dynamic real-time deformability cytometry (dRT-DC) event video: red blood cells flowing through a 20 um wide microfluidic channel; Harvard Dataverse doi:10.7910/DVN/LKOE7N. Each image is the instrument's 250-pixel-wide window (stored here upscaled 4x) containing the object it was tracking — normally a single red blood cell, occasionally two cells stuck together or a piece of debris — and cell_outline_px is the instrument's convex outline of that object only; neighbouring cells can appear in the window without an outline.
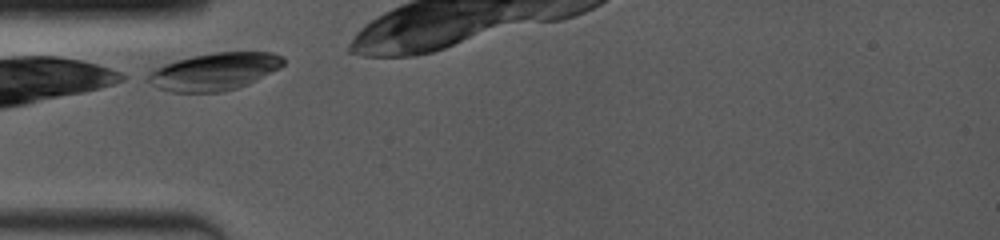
{"species": "common noctule bat (a hibernating species)", "species_latin": "Nyctalus noctula", "temperature_condition": "room temperature", "stored_images_in_passage": 35, "camera_frame_rate_fps": 4000, "um_per_image_px": 0.085, "animal": {"sex": "female", "body_mass_g": 19.0, "forearm_length_mm": 53.3}, "frame": {"image": 1, "passage_image": 1, "time_ms": 0.0, "image_size_px": [1000, 240], "cell_outline_px": [[284, 64], [280, 68], [248, 84], [236, 88], [220, 92], [172, 92], [156, 88], [140, 76], [152, 68], [176, 60], [192, 56], [212, 52], [272, 52], [284, 56]], "centroid_in_image_um": [18.14, 6.08], "position_along_channel_um": 66.9, "area_um2": 30.06}}
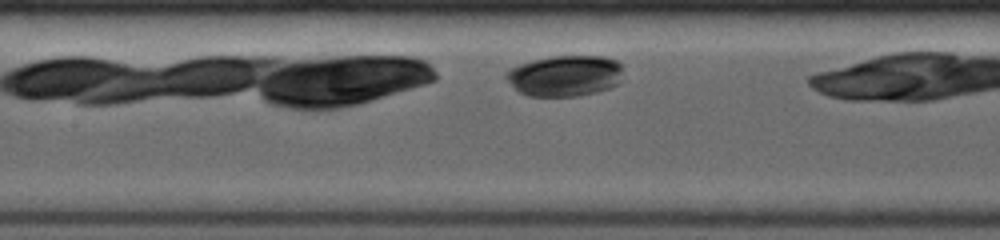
{"frame": {"image": 2, "passage_image": 11, "time_ms": 2.5, "image_size_px": [1000, 240], "cell_outline_px": [[620, 72], [616, 84], [608, 88], [596, 92], [576, 96], [528, 96], [520, 92], [504, 76], [504, 72], [520, 64], [552, 56], [604, 56], [616, 60], [620, 64]], "centroid_in_image_um": [47.99, 6.44], "position_along_channel_um": 159.4, "area_um2": 27.46}}